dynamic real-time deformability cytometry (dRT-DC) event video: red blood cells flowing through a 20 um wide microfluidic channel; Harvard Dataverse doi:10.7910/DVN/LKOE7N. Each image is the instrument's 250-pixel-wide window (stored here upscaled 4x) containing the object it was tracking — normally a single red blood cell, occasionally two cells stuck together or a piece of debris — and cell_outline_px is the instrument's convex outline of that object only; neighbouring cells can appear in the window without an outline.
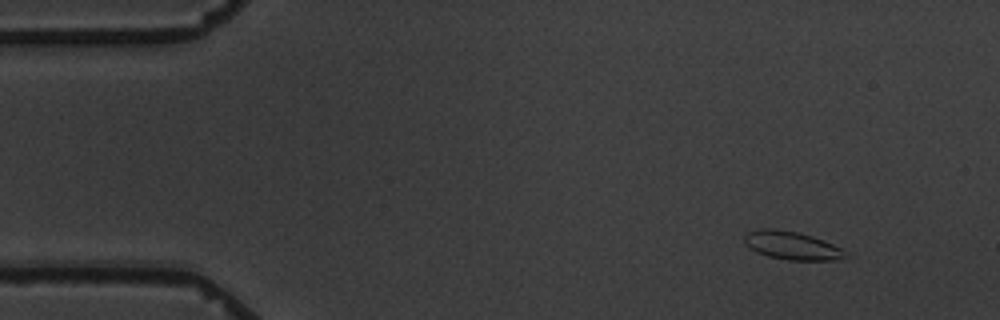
{"species": "common noctule bat (a hibernating species)", "species_latin": "Nyctalus noctula", "temperature_condition": "warm", "stored_images_in_passage": 4, "camera_frame_rate_fps": 3000, "um_per_image_px": 0.085, "animal": {"sex": "male", "body_mass_g": 19.5, "forearm_length_mm": 54.6}, "frame": {"image": 1, "passage_image": 1, "time_ms": 0.0, "image_size_px": [1000, 320], "cell_outline_px": [[840, 260], [788, 260], [768, 256], [756, 252], [748, 248], [744, 244], [744, 236], [748, 232], [760, 228], [768, 228], [796, 232], [812, 236], [832, 244], [840, 248]], "centroid_in_image_um": [67.17, 20.86], "position_along_channel_um": 17.8, "area_um2": 16.18}}